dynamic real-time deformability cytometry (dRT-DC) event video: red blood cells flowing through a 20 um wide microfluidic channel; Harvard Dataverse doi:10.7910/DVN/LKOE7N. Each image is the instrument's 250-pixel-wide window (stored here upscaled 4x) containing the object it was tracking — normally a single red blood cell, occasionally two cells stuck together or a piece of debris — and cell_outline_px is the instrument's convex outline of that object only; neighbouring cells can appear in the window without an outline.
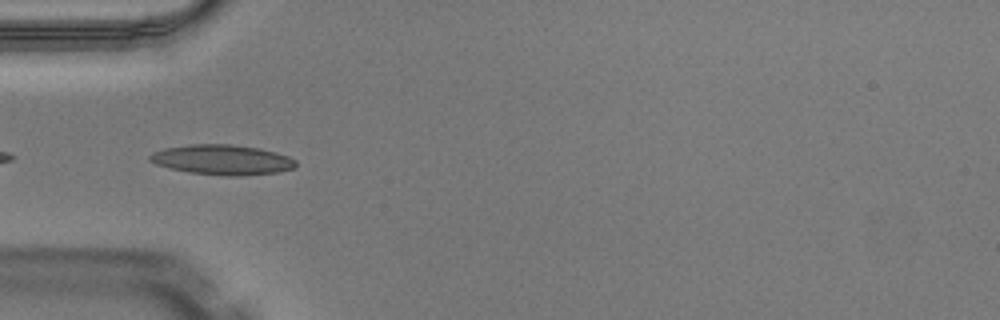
{"species": "Egyptian fruit bat (a non-hibernating species)", "species_latin": "Rousettus aegyptiacus", "temperature_condition": "warm", "stored_images_in_passage": 29, "camera_frame_rate_fps": 3000, "um_per_image_px": 0.085, "animal": {"sex": "male"}, "frame": {"image": 1, "passage_image": 14, "time_ms": 4.333, "image_size_px": [1000, 320], "cell_outline_px": [[296, 164], [292, 168], [276, 172], [236, 176], [228, 176], [188, 172], [168, 168], [156, 164], [148, 160], [148, 156], [152, 152], [164, 148], [192, 144], [228, 144], [260, 148], [276, 152], [288, 156], [296, 160]], "centroid_in_image_um": [18.84, 13.57], "position_along_channel_um": 66.2, "area_um2": 25.49}}
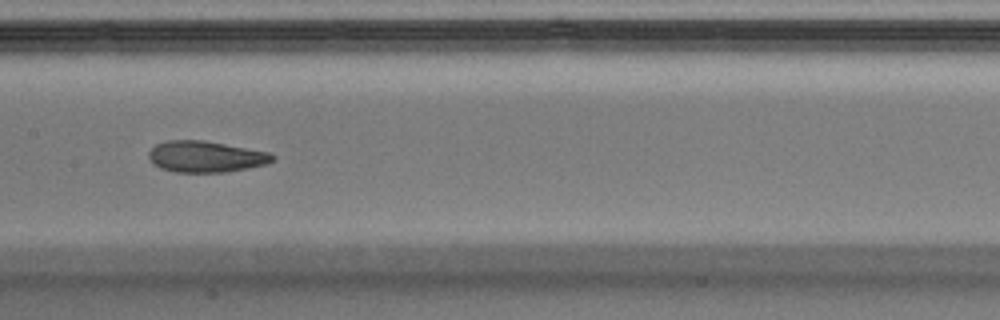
{"frame": {"image": 2, "passage_image": 23, "time_ms": 7.333, "image_size_px": [1000, 320], "cell_outline_px": [[276, 156], [272, 160], [264, 164], [248, 168], [224, 172], [176, 172], [160, 168], [152, 164], [148, 156], [148, 152], [156, 144], [168, 140], [204, 140], [268, 152]], "centroid_in_image_um": [17.43, 13.31], "position_along_channel_um": 190.0, "area_um2": 22.43}}
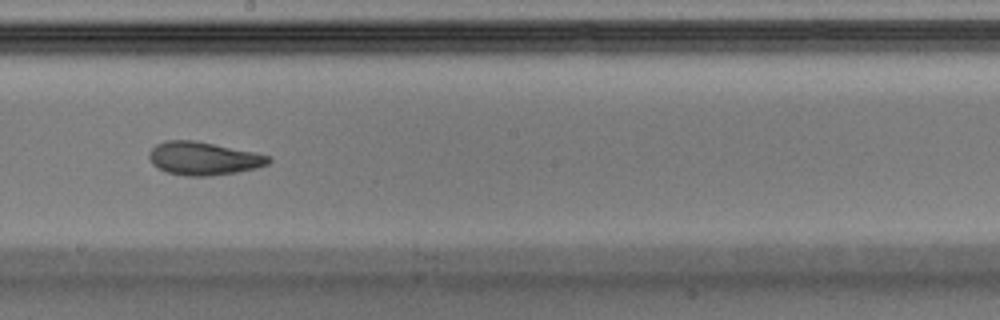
{"frame": {"image": 3, "passage_image": 26, "time_ms": 8.333, "image_size_px": [1000, 320], "cell_outline_px": [[272, 160], [268, 164], [256, 168], [236, 172], [212, 176], [184, 176], [168, 172], [152, 164], [148, 156], [148, 152], [156, 144], [164, 140], [196, 140], [252, 152], [268, 156]], "centroid_in_image_um": [17.26, 13.46], "position_along_channel_um": 230.9, "area_um2": 23.0}}